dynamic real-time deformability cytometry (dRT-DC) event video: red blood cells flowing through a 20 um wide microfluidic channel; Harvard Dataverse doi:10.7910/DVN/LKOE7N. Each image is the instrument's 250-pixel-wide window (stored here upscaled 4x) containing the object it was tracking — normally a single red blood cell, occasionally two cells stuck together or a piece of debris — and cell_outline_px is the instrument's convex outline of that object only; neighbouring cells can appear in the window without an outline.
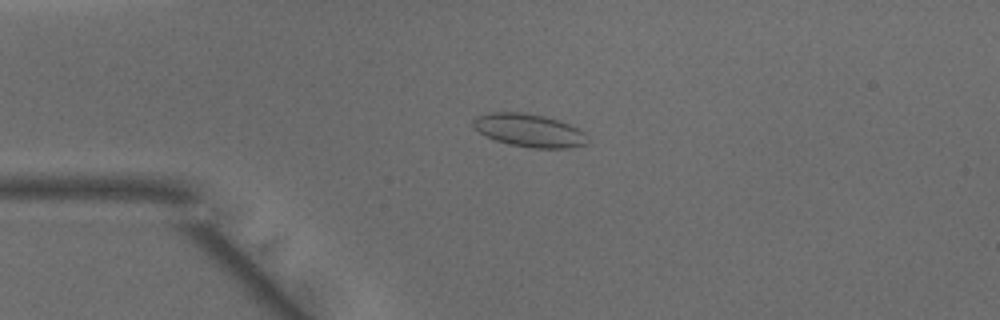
{"species": "common noctule bat (a hibernating species)", "species_latin": "Nyctalus noctula", "temperature_condition": "warm", "stored_images_in_passage": 43, "camera_frame_rate_fps": 3000, "um_per_image_px": 0.085, "animal": {"sex": "male", "body_mass_g": 15.6}, "frame": {"image": 1, "passage_image": 6, "time_ms": 1.667, "image_size_px": [1000, 320], "cell_outline_px": [[588, 140], [584, 144], [572, 148], [528, 148], [508, 144], [496, 140], [472, 128], [472, 120], [476, 116], [492, 112], [524, 112], [544, 116], [560, 120], [584, 132], [588, 136]], "centroid_in_image_um": [44.97, 11.08], "position_along_channel_um": 40.0, "area_um2": 22.14}}
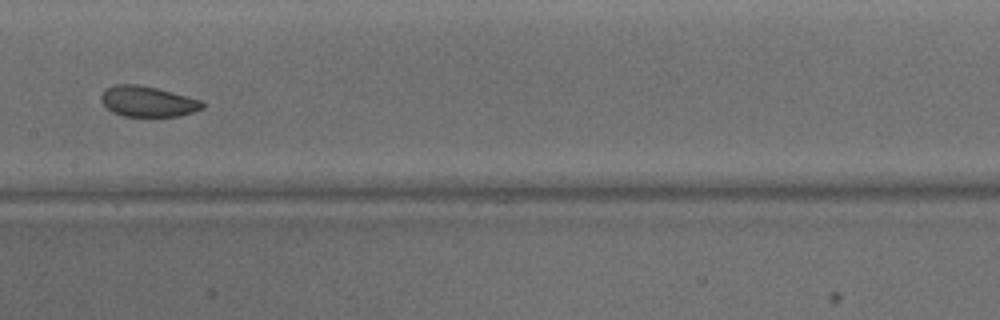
{"frame": {"image": 2, "passage_image": 19, "time_ms": 6.0, "image_size_px": [1000, 320], "cell_outline_px": [[204, 108], [180, 116], [124, 116], [112, 112], [100, 100], [100, 96], [108, 88], [116, 84], [140, 84], [204, 100]], "centroid_in_image_um": [12.59, 8.62], "position_along_channel_um": 194.8, "area_um2": 18.03}}
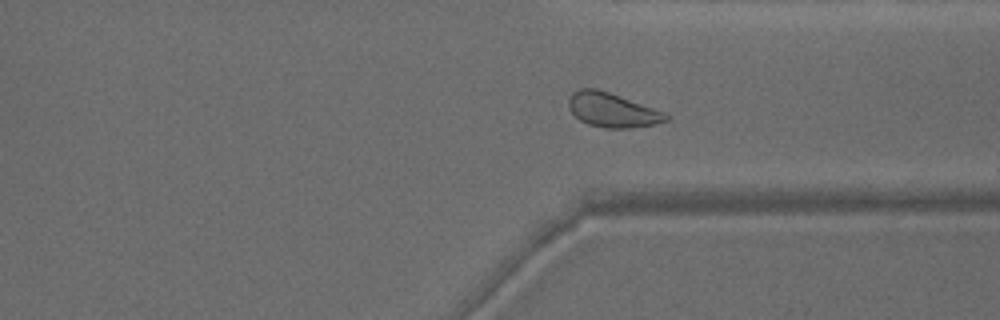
{"frame": {"image": 3, "passage_image": 31, "time_ms": 10.0, "image_size_px": [1000, 320], "cell_outline_px": [[672, 116], [668, 120], [656, 124], [628, 128], [604, 128], [588, 124], [580, 120], [568, 108], [568, 100], [572, 92], [580, 88], [596, 88], [608, 92], [664, 112]], "centroid_in_image_um": [52.03, 9.36], "position_along_channel_um": 359.4, "area_um2": 19.36}, "authors_computed_cell_mechanics": {"area_um2": 19.8832, "velocity_mm_per_s": 4.1125, "shape_relaxation_time_tau1_ms": 2.8643, "shape_relaxation_time_tau2_ms": 6.0869, "deformation_change_tau1": 0.068, "deformation_change_tau2": 0.0999}}